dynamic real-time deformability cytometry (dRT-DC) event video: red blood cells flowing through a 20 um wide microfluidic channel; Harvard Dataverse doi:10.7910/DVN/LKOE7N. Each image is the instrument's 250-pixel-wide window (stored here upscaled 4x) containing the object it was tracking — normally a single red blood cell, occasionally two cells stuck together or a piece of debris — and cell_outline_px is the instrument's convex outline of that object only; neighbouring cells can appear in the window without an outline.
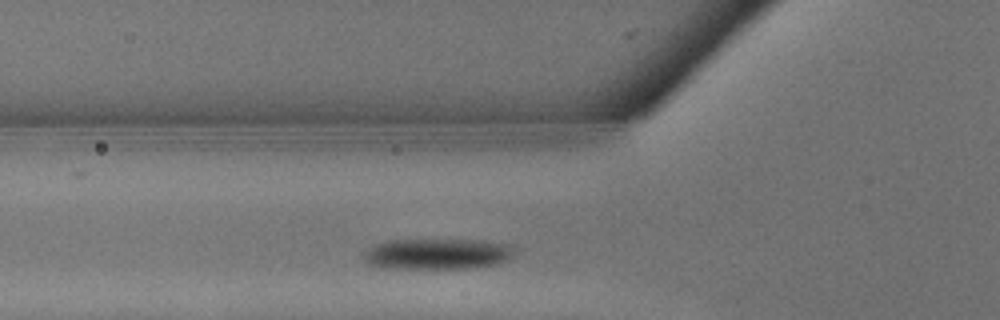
{"species": "common noctule bat (a hibernating species)", "species_latin": "Nyctalus noctula", "temperature_condition": "warm", "stored_images_in_passage": 6, "camera_frame_rate_fps": 3000, "um_per_image_px": 0.085, "animal": {"sex": "male", "body_mass_g": 13.3}, "frame": {"image": 1, "passage_image": 4, "time_ms": 1.0, "image_size_px": [1000, 320], "cell_outline_px": [[512, 256], [508, 260], [496, 264], [468, 268], [404, 268], [368, 264], [364, 260], [360, 252], [376, 244], [392, 240], [484, 240], [508, 244], [512, 248]], "centroid_in_image_um": [37.16, 21.57], "position_along_channel_um": 88.6, "area_um2": 26.82}}
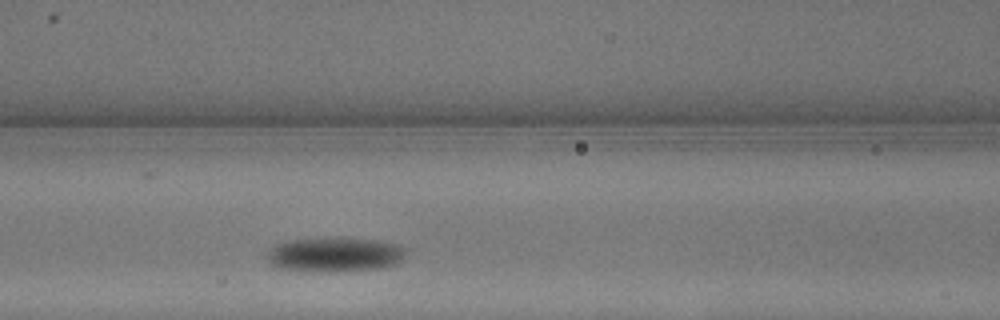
{"frame": {"image": 2, "passage_image": 6, "time_ms": 1.667, "image_size_px": [1000, 320], "cell_outline_px": [[408, 248], [404, 256], [396, 264], [384, 268], [324, 272], [312, 272], [280, 268], [272, 264], [268, 260], [268, 252], [276, 244], [284, 240], [324, 236], [340, 236], [376, 240], [400, 244]], "centroid_in_image_um": [28.48, 21.6], "position_along_channel_um": 138.1, "area_um2": 28.9}}